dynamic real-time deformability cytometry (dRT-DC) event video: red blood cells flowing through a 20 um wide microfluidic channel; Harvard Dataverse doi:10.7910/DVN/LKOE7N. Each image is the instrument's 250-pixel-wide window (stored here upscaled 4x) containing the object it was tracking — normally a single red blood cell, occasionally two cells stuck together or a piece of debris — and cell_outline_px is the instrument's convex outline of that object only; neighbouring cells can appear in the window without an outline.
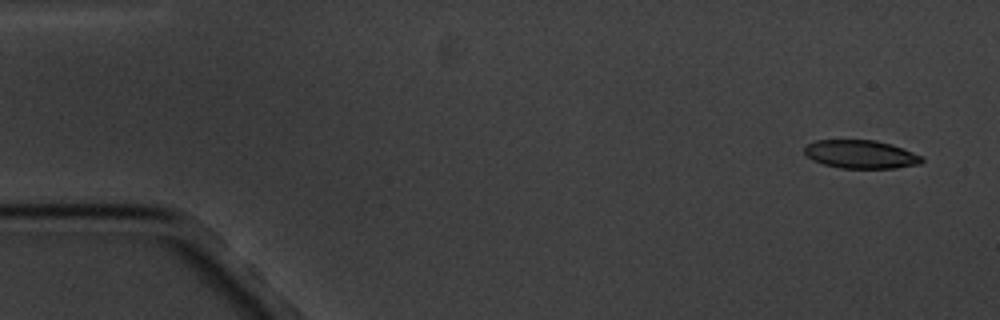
{"species": "common noctule bat (a hibernating species)", "species_latin": "Nyctalus noctula", "temperature_condition": "cold", "stored_images_in_passage": 7, "camera_frame_rate_fps": 3000, "um_per_image_px": 0.085, "animal": {"sex": "male", "body_mass_g": 20.1, "forearm_length_mm": 53.5}, "frame": {"image": 1, "passage_image": 1, "time_ms": 0.0, "image_size_px": [1000, 320], "cell_outline_px": [[924, 160], [920, 164], [896, 168], [840, 168], [824, 164], [812, 160], [804, 152], [804, 148], [808, 144], [816, 140], [876, 140], [892, 144], [924, 156]], "centroid_in_image_um": [73.21, 13.11], "position_along_channel_um": 11.8, "area_um2": 19.48}}
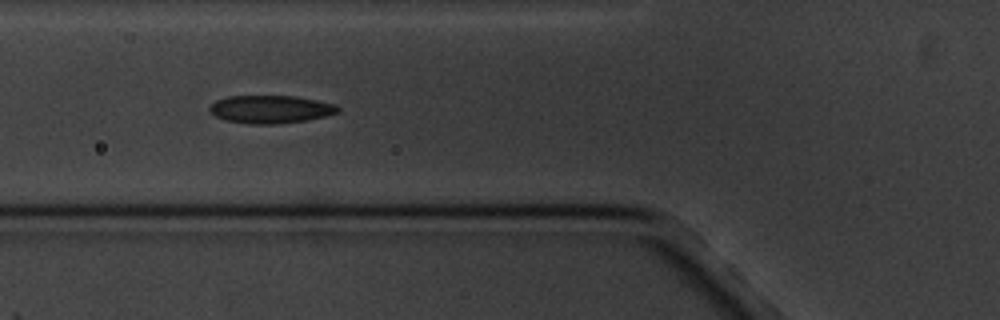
{"frame": {"image": 2, "passage_image": 6, "time_ms": 6.0, "image_size_px": [1000, 320], "cell_outline_px": [[340, 108], [336, 112], [324, 116], [304, 120], [276, 124], [248, 124], [224, 120], [208, 112], [208, 108], [216, 100], [228, 96], [296, 96], [336, 104]], "centroid_in_image_um": [22.94, 9.28], "position_along_channel_um": 102.9, "area_um2": 20.81}}
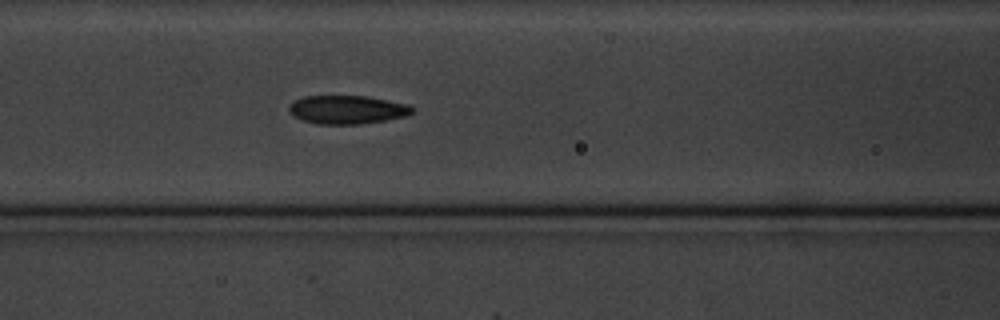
{"frame": {"image": 3, "passage_image": 7, "time_ms": 7.0, "image_size_px": [1000, 320], "cell_outline_px": [[416, 108], [412, 112], [404, 116], [384, 120], [360, 124], [316, 124], [300, 120], [292, 116], [288, 112], [288, 104], [304, 96], [368, 96], [408, 104]], "centroid_in_image_um": [29.46, 9.32], "position_along_channel_um": 137.1, "area_um2": 20.63}}